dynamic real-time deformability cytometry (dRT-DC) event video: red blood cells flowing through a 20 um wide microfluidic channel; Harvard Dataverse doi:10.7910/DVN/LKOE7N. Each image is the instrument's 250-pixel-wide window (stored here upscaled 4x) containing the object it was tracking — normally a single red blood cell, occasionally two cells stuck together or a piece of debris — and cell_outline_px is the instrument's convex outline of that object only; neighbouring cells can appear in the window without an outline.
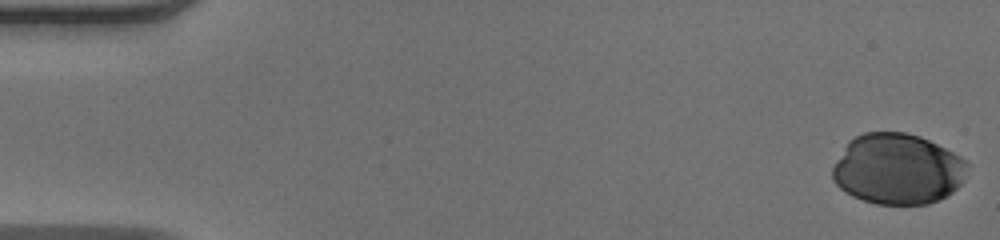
{"species": "human", "species_latin": "Homo sapiens", "temperature_condition": "warm", "stored_images_in_passage": 43, "camera_frame_rate_fps": 3000, "um_per_image_px": 0.085, "donor": {"sex": "male"}, "frame": {"image": 1, "passage_image": 1, "time_ms": 0.0, "image_size_px": [1000, 240], "cell_outline_px": [[968, 164], [964, 180], [952, 192], [940, 200], [928, 204], [876, 204], [852, 196], [844, 192], [832, 180], [832, 168], [836, 160], [848, 140], [864, 132], [904, 132], [920, 136], [960, 156]], "centroid_in_image_um": [76.27, 14.37], "position_along_channel_um": 8.7, "area_um2": 55.72}}
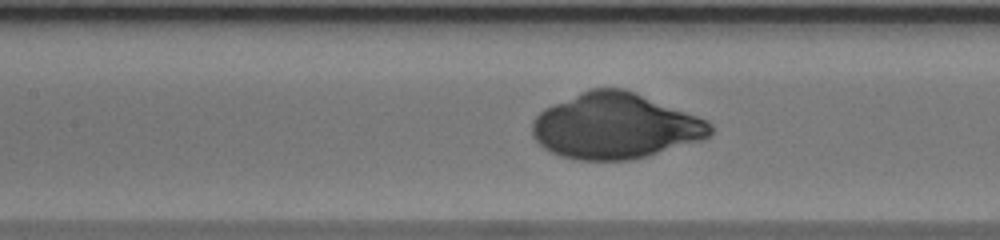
{"frame": {"image": 2, "passage_image": 23, "time_ms": 7.333, "image_size_px": [1000, 240], "cell_outline_px": [[712, 132], [704, 140], [644, 156], [628, 160], [576, 160], [560, 156], [544, 148], [532, 136], [532, 120], [544, 108], [552, 104], [592, 88], [624, 88], [708, 120], [712, 124]], "centroid_in_image_um": [52.28, 10.72], "position_along_channel_um": 155.1, "area_um2": 67.8}}
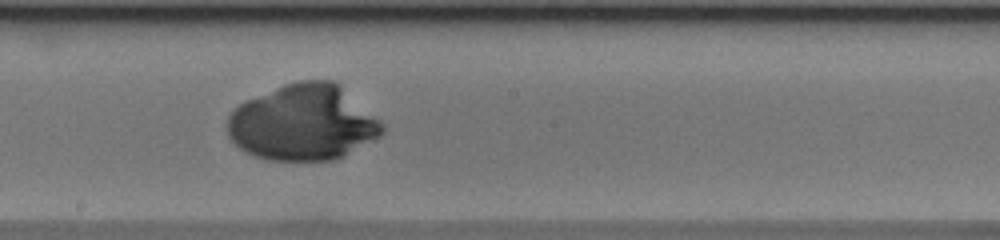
{"frame": {"image": 3, "passage_image": 28, "time_ms": 9.0, "image_size_px": [1000, 240], "cell_outline_px": [[384, 132], [380, 136], [332, 160], [272, 160], [252, 156], [244, 152], [228, 136], [228, 116], [244, 100], [284, 84], [300, 80], [336, 80], [380, 120], [384, 124]], "centroid_in_image_um": [25.75, 10.4], "position_along_channel_um": 222.4, "area_um2": 68.26}}